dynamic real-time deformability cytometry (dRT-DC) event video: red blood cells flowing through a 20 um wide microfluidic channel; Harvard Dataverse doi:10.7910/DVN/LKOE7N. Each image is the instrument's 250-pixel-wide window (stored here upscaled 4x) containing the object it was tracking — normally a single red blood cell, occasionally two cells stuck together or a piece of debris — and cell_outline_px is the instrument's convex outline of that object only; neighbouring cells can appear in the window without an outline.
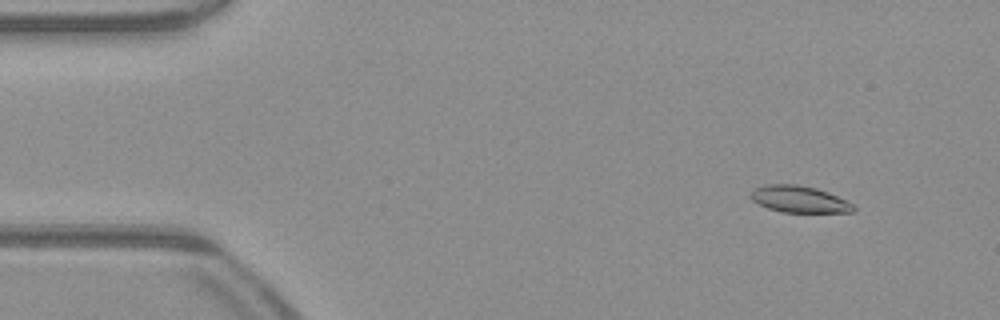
{"species": "common noctule bat (a hibernating species)", "species_latin": "Nyctalus noctula", "temperature_condition": "warm", "stored_images_in_passage": 51, "camera_frame_rate_fps": 3000, "um_per_image_px": 0.085, "animal": {"sex": "male", "body_mass_g": 23.1, "forearm_length_mm": 52.7}, "frame": {"image": 1, "passage_image": 5, "time_ms": 1.333, "image_size_px": [1000, 320], "cell_outline_px": [[856, 208], [852, 212], [780, 212], [768, 208], [752, 200], [752, 192], [756, 188], [764, 184], [796, 184], [816, 188], [828, 192], [852, 204]], "centroid_in_image_um": [67.93, 16.93], "position_along_channel_um": 17.1, "area_um2": 15.72}}
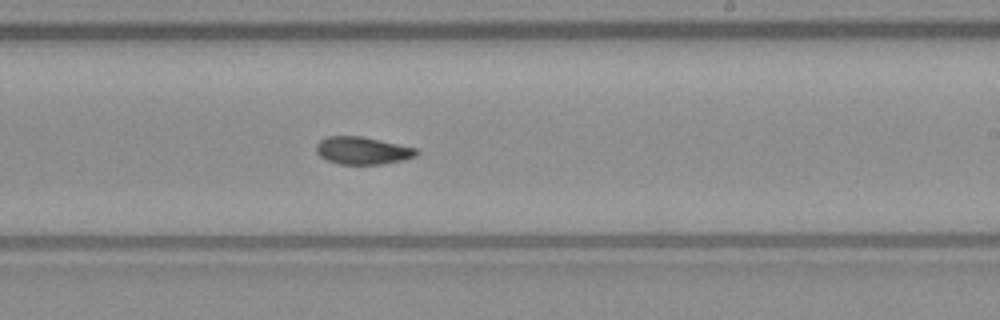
{"frame": {"image": 2, "passage_image": 30, "time_ms": 9.667, "image_size_px": [1000, 320], "cell_outline_px": [[420, 152], [416, 156], [404, 160], [384, 164], [340, 164], [328, 160], [320, 156], [316, 152], [316, 144], [320, 140], [328, 136], [360, 136], [380, 140], [416, 148]], "centroid_in_image_um": [30.83, 12.8], "position_along_channel_um": 258.2, "area_um2": 16.07}}
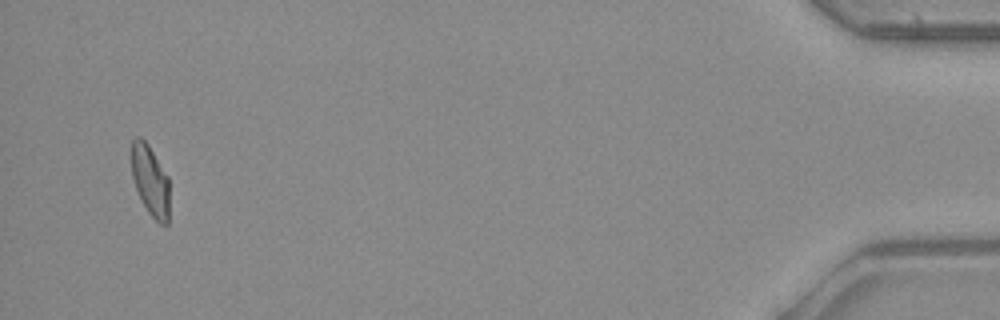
{"frame": {"image": 3, "passage_image": 49, "time_ms": 16.0, "image_size_px": [1000, 320], "cell_outline_px": [[168, 224], [160, 224], [148, 212], [136, 188], [132, 176], [132, 140], [136, 136], [140, 136], [148, 144], [168, 176]], "centroid_in_image_um": [12.77, 15.32], "position_along_channel_um": 422.4, "area_um2": 15.32}, "authors_computed_cell_mechanics": {"area_um2": 16.4152, "velocity_mm_per_s": 4.0488, "shape_relaxation_time_tau1_ms": null, "shape_relaxation_time_tau2_ms": 6.6677, "deformation_change_tau1": null, "deformation_change_tau2": 0.1015}}